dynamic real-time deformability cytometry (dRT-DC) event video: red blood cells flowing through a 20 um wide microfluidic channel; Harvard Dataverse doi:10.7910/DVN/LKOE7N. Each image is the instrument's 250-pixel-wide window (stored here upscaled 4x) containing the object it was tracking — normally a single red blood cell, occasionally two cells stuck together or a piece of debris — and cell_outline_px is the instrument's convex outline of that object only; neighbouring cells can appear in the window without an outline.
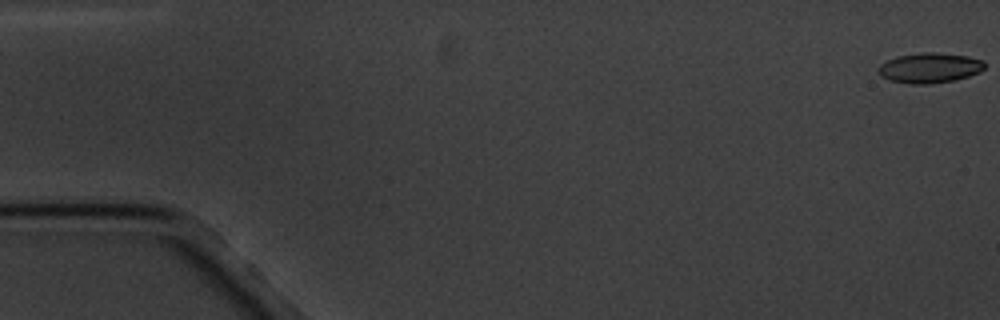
{"species": "common noctule bat (a hibernating species)", "species_latin": "Nyctalus noctula", "temperature_condition": "cold", "stored_images_in_passage": 11, "camera_frame_rate_fps": 3000, "um_per_image_px": 0.085, "animal": {"sex": "male", "body_mass_g": 20.1, "forearm_length_mm": 53.5}, "frame": {"image": 1, "passage_image": 1, "time_ms": 0.0, "image_size_px": [1000, 320], "cell_outline_px": [[984, 68], [980, 72], [956, 80], [928, 84], [908, 84], [888, 80], [880, 76], [876, 72], [876, 68], [880, 64], [896, 56], [920, 52], [936, 52], [968, 56], [984, 60]], "centroid_in_image_um": [78.97, 5.77], "position_along_channel_um": 6.0, "area_um2": 19.02}}
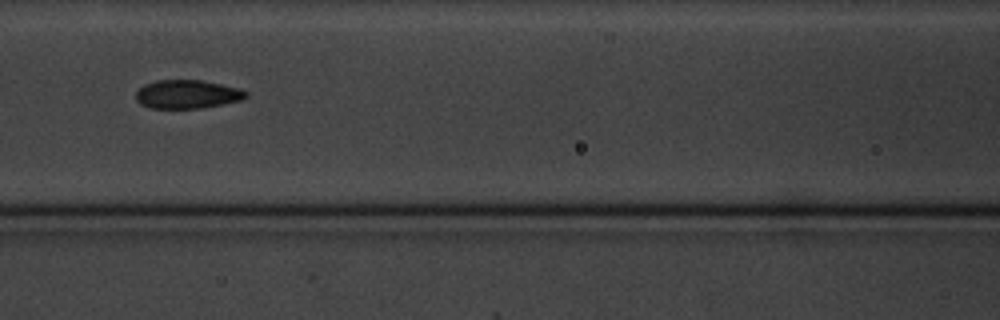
{"frame": {"image": 2, "passage_image": 8, "time_ms": 8.333, "image_size_px": [1000, 320], "cell_outline_px": [[248, 96], [244, 100], [224, 104], [200, 108], [152, 108], [140, 104], [136, 100], [136, 92], [144, 84], [156, 80], [200, 80], [240, 88], [248, 92]], "centroid_in_image_um": [15.94, 8.01], "position_along_channel_um": 150.7, "area_um2": 18.44}}
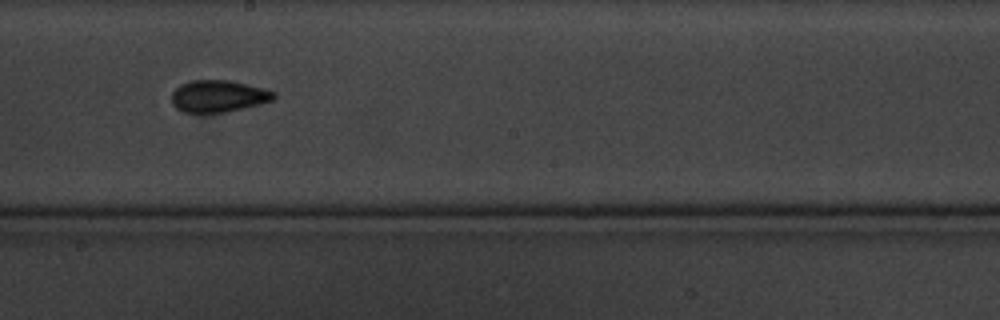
{"frame": {"image": 3, "passage_image": 10, "time_ms": 10.667, "image_size_px": [1000, 320], "cell_outline_px": [[276, 96], [272, 100], [260, 104], [224, 112], [184, 112], [176, 108], [172, 104], [172, 92], [180, 84], [192, 80], [228, 80], [276, 92]], "centroid_in_image_um": [18.52, 8.17], "position_along_channel_um": 229.7, "area_um2": 18.73}}